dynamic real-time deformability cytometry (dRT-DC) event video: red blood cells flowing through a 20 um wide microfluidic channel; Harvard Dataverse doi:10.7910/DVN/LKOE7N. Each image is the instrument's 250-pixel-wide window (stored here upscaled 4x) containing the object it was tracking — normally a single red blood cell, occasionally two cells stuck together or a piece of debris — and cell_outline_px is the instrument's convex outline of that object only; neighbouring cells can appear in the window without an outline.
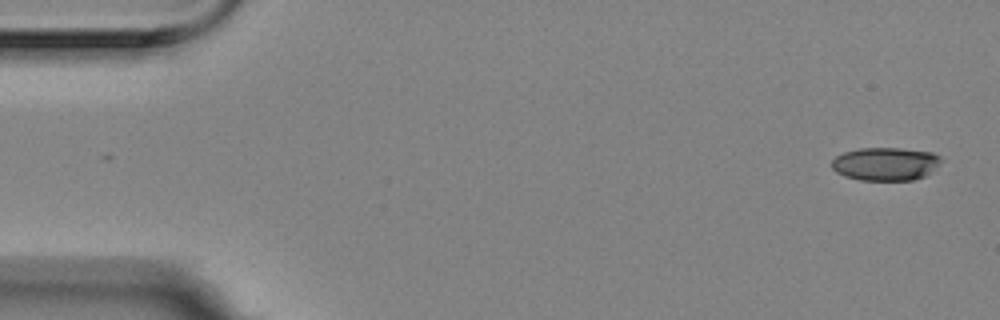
{"species": "Egyptian fruit bat (a non-hibernating species)", "species_latin": "Rousettus aegyptiacus", "temperature_condition": "room temperature", "stored_images_in_passage": 4, "camera_frame_rate_fps": 3000, "um_per_image_px": 0.085, "animal": {"sex": "female"}, "frame": {"image": 1, "passage_image": 1, "time_ms": 0.0, "image_size_px": [1000, 320], "cell_outline_px": [[944, 160], [932, 172], [924, 176], [912, 180], [860, 180], [844, 176], [836, 172], [832, 168], [832, 160], [836, 156], [844, 152], [860, 148], [900, 148], [932, 152], [940, 156]], "centroid_in_image_um": [75.3, 13.93], "position_along_channel_um": 9.7, "area_um2": 21.33}}
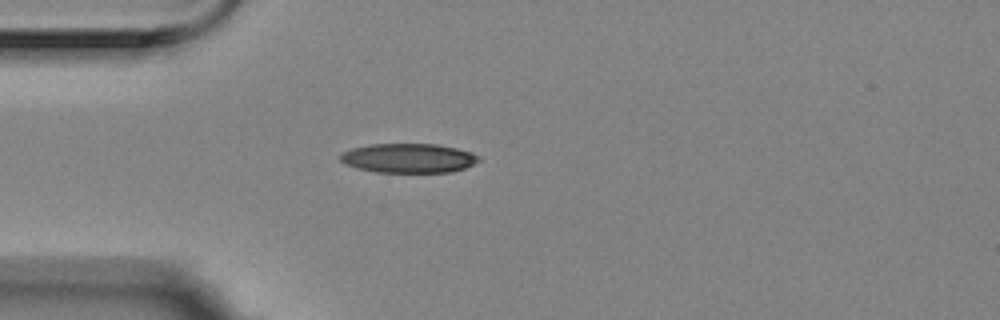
{"frame": {"image": 2, "passage_image": 4, "time_ms": 1.0, "image_size_px": [1000, 320], "cell_outline_px": [[480, 160], [464, 168], [452, 172], [376, 172], [356, 168], [344, 164], [336, 156], [340, 152], [352, 148], [372, 144], [436, 144], [456, 148], [472, 152], [480, 156]], "centroid_in_image_um": [34.67, 13.44], "position_along_channel_um": 50.3, "area_um2": 23.87}}